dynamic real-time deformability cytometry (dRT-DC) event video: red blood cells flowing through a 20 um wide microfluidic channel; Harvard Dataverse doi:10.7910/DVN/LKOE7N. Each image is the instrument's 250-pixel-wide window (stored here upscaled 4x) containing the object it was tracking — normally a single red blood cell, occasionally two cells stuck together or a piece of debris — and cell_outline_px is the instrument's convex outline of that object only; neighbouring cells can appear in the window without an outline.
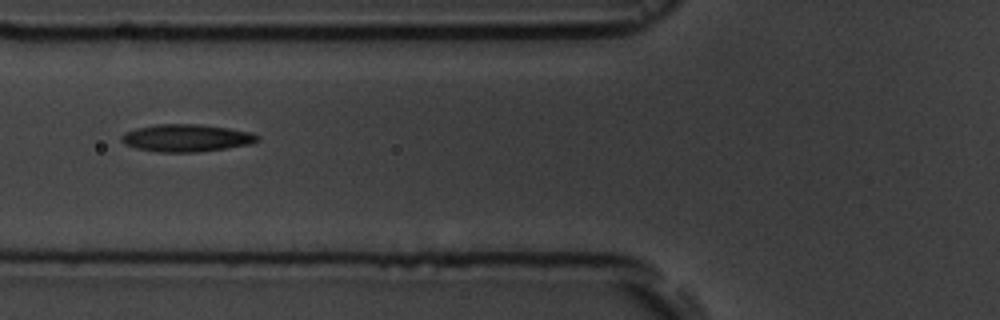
{"species": "common noctule bat (a hibernating species)", "species_latin": "Nyctalus noctula", "temperature_condition": "room temperature", "stored_images_in_passage": 18, "segment_of_instrument_passage": [1, 2], "camera_frame_rate_fps": 3000, "um_per_image_px": 0.085, "animal": {"sex": "male", "body_mass_g": 19.5, "forearm_length_mm": 54.6}, "frame": {"image": 1, "passage_image": 7, "time_ms": 7.0, "image_size_px": [1000, 320], "cell_outline_px": [[260, 140], [248, 144], [224, 148], [196, 152], [156, 152], [136, 148], [124, 144], [120, 140], [120, 136], [124, 132], [136, 128], [156, 124], [200, 124], [228, 128], [252, 132], [260, 136]], "centroid_in_image_um": [15.8, 11.72], "position_along_channel_um": 110.0, "area_um2": 21.79}}
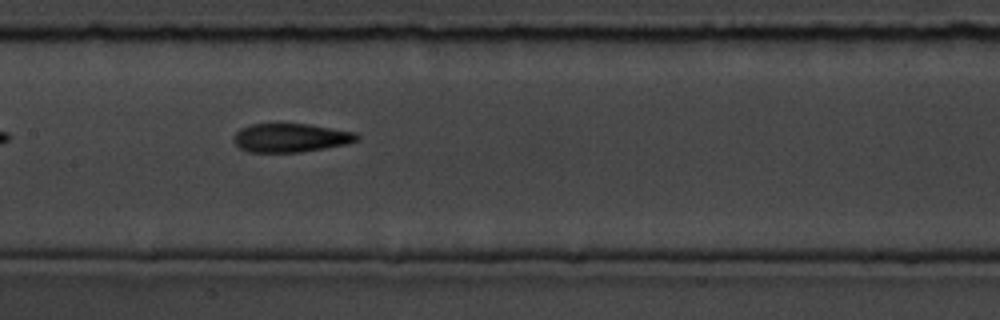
{"frame": {"image": 2, "passage_image": 9, "time_ms": 9.0, "image_size_px": [1000, 320], "cell_outline_px": [[360, 136], [356, 140], [348, 144], [300, 152], [248, 152], [240, 148], [232, 140], [232, 136], [240, 128], [252, 124], [276, 120], [280, 120], [308, 124], [356, 132]], "centroid_in_image_um": [24.65, 11.66], "position_along_channel_um": 182.8, "area_um2": 21.5}}
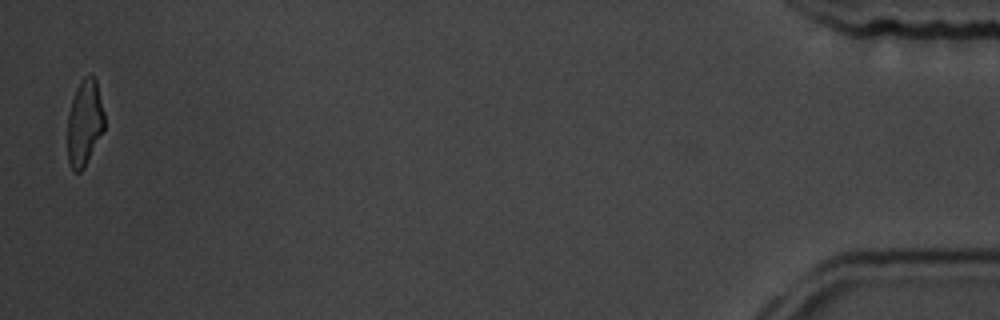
{"frame": {"image": 3, "passage_image": 17, "time_ms": 18.333, "image_size_px": [1000, 320], "cell_outline_px": [[104, 128], [84, 168], [80, 172], [76, 172], [72, 168], [68, 160], [68, 112], [76, 88], [80, 80], [88, 72], [92, 72], [96, 80], [104, 112]], "centroid_in_image_um": [7.19, 10.37], "position_along_channel_um": 428.0, "area_um2": 18.5}}